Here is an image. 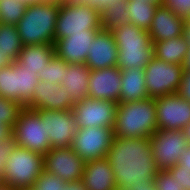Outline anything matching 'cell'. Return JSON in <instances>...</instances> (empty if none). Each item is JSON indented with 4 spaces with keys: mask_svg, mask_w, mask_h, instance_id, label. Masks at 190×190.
Masks as SVG:
<instances>
[{
    "mask_svg": "<svg viewBox=\"0 0 190 190\" xmlns=\"http://www.w3.org/2000/svg\"><path fill=\"white\" fill-rule=\"evenodd\" d=\"M114 129L107 127H87L76 131L71 148L85 162L107 157L113 143Z\"/></svg>",
    "mask_w": 190,
    "mask_h": 190,
    "instance_id": "cell-11",
    "label": "cell"
},
{
    "mask_svg": "<svg viewBox=\"0 0 190 190\" xmlns=\"http://www.w3.org/2000/svg\"><path fill=\"white\" fill-rule=\"evenodd\" d=\"M128 0H118L112 7L100 11L102 30L112 31L121 25L129 23Z\"/></svg>",
    "mask_w": 190,
    "mask_h": 190,
    "instance_id": "cell-27",
    "label": "cell"
},
{
    "mask_svg": "<svg viewBox=\"0 0 190 190\" xmlns=\"http://www.w3.org/2000/svg\"><path fill=\"white\" fill-rule=\"evenodd\" d=\"M58 12L59 0H44L27 5L25 13L15 25L23 46L54 45Z\"/></svg>",
    "mask_w": 190,
    "mask_h": 190,
    "instance_id": "cell-2",
    "label": "cell"
},
{
    "mask_svg": "<svg viewBox=\"0 0 190 190\" xmlns=\"http://www.w3.org/2000/svg\"><path fill=\"white\" fill-rule=\"evenodd\" d=\"M74 103L61 84L39 81L33 92L32 99L24 106L30 109L53 111L72 110Z\"/></svg>",
    "mask_w": 190,
    "mask_h": 190,
    "instance_id": "cell-16",
    "label": "cell"
},
{
    "mask_svg": "<svg viewBox=\"0 0 190 190\" xmlns=\"http://www.w3.org/2000/svg\"><path fill=\"white\" fill-rule=\"evenodd\" d=\"M17 146L45 155L51 149L46 125L39 114L28 107H23L12 131Z\"/></svg>",
    "mask_w": 190,
    "mask_h": 190,
    "instance_id": "cell-7",
    "label": "cell"
},
{
    "mask_svg": "<svg viewBox=\"0 0 190 190\" xmlns=\"http://www.w3.org/2000/svg\"><path fill=\"white\" fill-rule=\"evenodd\" d=\"M111 32L118 47V68L144 69L154 58L153 43L148 31L127 23L114 28Z\"/></svg>",
    "mask_w": 190,
    "mask_h": 190,
    "instance_id": "cell-4",
    "label": "cell"
},
{
    "mask_svg": "<svg viewBox=\"0 0 190 190\" xmlns=\"http://www.w3.org/2000/svg\"><path fill=\"white\" fill-rule=\"evenodd\" d=\"M0 190H17V189H14L12 186L8 184L0 182Z\"/></svg>",
    "mask_w": 190,
    "mask_h": 190,
    "instance_id": "cell-48",
    "label": "cell"
},
{
    "mask_svg": "<svg viewBox=\"0 0 190 190\" xmlns=\"http://www.w3.org/2000/svg\"><path fill=\"white\" fill-rule=\"evenodd\" d=\"M13 61L3 52L0 51V68L6 67Z\"/></svg>",
    "mask_w": 190,
    "mask_h": 190,
    "instance_id": "cell-42",
    "label": "cell"
},
{
    "mask_svg": "<svg viewBox=\"0 0 190 190\" xmlns=\"http://www.w3.org/2000/svg\"><path fill=\"white\" fill-rule=\"evenodd\" d=\"M153 183L156 190H183L168 170H159Z\"/></svg>",
    "mask_w": 190,
    "mask_h": 190,
    "instance_id": "cell-33",
    "label": "cell"
},
{
    "mask_svg": "<svg viewBox=\"0 0 190 190\" xmlns=\"http://www.w3.org/2000/svg\"><path fill=\"white\" fill-rule=\"evenodd\" d=\"M85 30H102L100 11L73 0L59 1L55 41Z\"/></svg>",
    "mask_w": 190,
    "mask_h": 190,
    "instance_id": "cell-6",
    "label": "cell"
},
{
    "mask_svg": "<svg viewBox=\"0 0 190 190\" xmlns=\"http://www.w3.org/2000/svg\"><path fill=\"white\" fill-rule=\"evenodd\" d=\"M118 47L111 31H99L88 50L85 64L91 69H103L117 66Z\"/></svg>",
    "mask_w": 190,
    "mask_h": 190,
    "instance_id": "cell-19",
    "label": "cell"
},
{
    "mask_svg": "<svg viewBox=\"0 0 190 190\" xmlns=\"http://www.w3.org/2000/svg\"><path fill=\"white\" fill-rule=\"evenodd\" d=\"M117 102L87 97L74 104L72 112L78 129L87 127L114 128Z\"/></svg>",
    "mask_w": 190,
    "mask_h": 190,
    "instance_id": "cell-12",
    "label": "cell"
},
{
    "mask_svg": "<svg viewBox=\"0 0 190 190\" xmlns=\"http://www.w3.org/2000/svg\"><path fill=\"white\" fill-rule=\"evenodd\" d=\"M106 158L113 169L118 190L149 186L159 171L148 137H115Z\"/></svg>",
    "mask_w": 190,
    "mask_h": 190,
    "instance_id": "cell-1",
    "label": "cell"
},
{
    "mask_svg": "<svg viewBox=\"0 0 190 190\" xmlns=\"http://www.w3.org/2000/svg\"><path fill=\"white\" fill-rule=\"evenodd\" d=\"M128 190H156V188H155V185H154V183H152L151 185H149V186H142V185H138V186H136L135 188H133V189H128Z\"/></svg>",
    "mask_w": 190,
    "mask_h": 190,
    "instance_id": "cell-45",
    "label": "cell"
},
{
    "mask_svg": "<svg viewBox=\"0 0 190 190\" xmlns=\"http://www.w3.org/2000/svg\"><path fill=\"white\" fill-rule=\"evenodd\" d=\"M82 181L86 190H118L107 158L86 161Z\"/></svg>",
    "mask_w": 190,
    "mask_h": 190,
    "instance_id": "cell-21",
    "label": "cell"
},
{
    "mask_svg": "<svg viewBox=\"0 0 190 190\" xmlns=\"http://www.w3.org/2000/svg\"><path fill=\"white\" fill-rule=\"evenodd\" d=\"M168 171L172 174L174 179L178 182L183 190H190V171L184 170L183 165L179 163L174 167L168 169Z\"/></svg>",
    "mask_w": 190,
    "mask_h": 190,
    "instance_id": "cell-35",
    "label": "cell"
},
{
    "mask_svg": "<svg viewBox=\"0 0 190 190\" xmlns=\"http://www.w3.org/2000/svg\"><path fill=\"white\" fill-rule=\"evenodd\" d=\"M121 93L119 103L134 102L148 98L144 69H121Z\"/></svg>",
    "mask_w": 190,
    "mask_h": 190,
    "instance_id": "cell-23",
    "label": "cell"
},
{
    "mask_svg": "<svg viewBox=\"0 0 190 190\" xmlns=\"http://www.w3.org/2000/svg\"><path fill=\"white\" fill-rule=\"evenodd\" d=\"M19 1L23 2L26 5H30V4L37 3L44 0H19Z\"/></svg>",
    "mask_w": 190,
    "mask_h": 190,
    "instance_id": "cell-49",
    "label": "cell"
},
{
    "mask_svg": "<svg viewBox=\"0 0 190 190\" xmlns=\"http://www.w3.org/2000/svg\"><path fill=\"white\" fill-rule=\"evenodd\" d=\"M44 170V155L17 146L8 156L0 182L17 190L32 188Z\"/></svg>",
    "mask_w": 190,
    "mask_h": 190,
    "instance_id": "cell-5",
    "label": "cell"
},
{
    "mask_svg": "<svg viewBox=\"0 0 190 190\" xmlns=\"http://www.w3.org/2000/svg\"><path fill=\"white\" fill-rule=\"evenodd\" d=\"M27 5L19 0H0V21L1 23L16 25L23 14Z\"/></svg>",
    "mask_w": 190,
    "mask_h": 190,
    "instance_id": "cell-29",
    "label": "cell"
},
{
    "mask_svg": "<svg viewBox=\"0 0 190 190\" xmlns=\"http://www.w3.org/2000/svg\"><path fill=\"white\" fill-rule=\"evenodd\" d=\"M154 98L118 103L116 108L114 136L138 138L152 136L157 131V114Z\"/></svg>",
    "mask_w": 190,
    "mask_h": 190,
    "instance_id": "cell-3",
    "label": "cell"
},
{
    "mask_svg": "<svg viewBox=\"0 0 190 190\" xmlns=\"http://www.w3.org/2000/svg\"><path fill=\"white\" fill-rule=\"evenodd\" d=\"M22 48L23 44L16 26L0 23V51L15 62Z\"/></svg>",
    "mask_w": 190,
    "mask_h": 190,
    "instance_id": "cell-28",
    "label": "cell"
},
{
    "mask_svg": "<svg viewBox=\"0 0 190 190\" xmlns=\"http://www.w3.org/2000/svg\"><path fill=\"white\" fill-rule=\"evenodd\" d=\"M44 169L65 182L82 180L85 161L71 148H51L44 155Z\"/></svg>",
    "mask_w": 190,
    "mask_h": 190,
    "instance_id": "cell-15",
    "label": "cell"
},
{
    "mask_svg": "<svg viewBox=\"0 0 190 190\" xmlns=\"http://www.w3.org/2000/svg\"><path fill=\"white\" fill-rule=\"evenodd\" d=\"M22 108L20 103L0 97V123L13 129Z\"/></svg>",
    "mask_w": 190,
    "mask_h": 190,
    "instance_id": "cell-31",
    "label": "cell"
},
{
    "mask_svg": "<svg viewBox=\"0 0 190 190\" xmlns=\"http://www.w3.org/2000/svg\"><path fill=\"white\" fill-rule=\"evenodd\" d=\"M152 43L154 57L170 64L182 65L189 50V44L184 35Z\"/></svg>",
    "mask_w": 190,
    "mask_h": 190,
    "instance_id": "cell-25",
    "label": "cell"
},
{
    "mask_svg": "<svg viewBox=\"0 0 190 190\" xmlns=\"http://www.w3.org/2000/svg\"><path fill=\"white\" fill-rule=\"evenodd\" d=\"M185 19L171 9L160 6L156 9L153 21L148 30L152 42L170 40L184 35Z\"/></svg>",
    "mask_w": 190,
    "mask_h": 190,
    "instance_id": "cell-20",
    "label": "cell"
},
{
    "mask_svg": "<svg viewBox=\"0 0 190 190\" xmlns=\"http://www.w3.org/2000/svg\"><path fill=\"white\" fill-rule=\"evenodd\" d=\"M150 145L157 168L168 170L178 164L188 142L182 130H157L150 136Z\"/></svg>",
    "mask_w": 190,
    "mask_h": 190,
    "instance_id": "cell-10",
    "label": "cell"
},
{
    "mask_svg": "<svg viewBox=\"0 0 190 190\" xmlns=\"http://www.w3.org/2000/svg\"><path fill=\"white\" fill-rule=\"evenodd\" d=\"M16 147L17 144L13 140V137L5 142L0 143V177L4 171L8 156L15 150Z\"/></svg>",
    "mask_w": 190,
    "mask_h": 190,
    "instance_id": "cell-36",
    "label": "cell"
},
{
    "mask_svg": "<svg viewBox=\"0 0 190 190\" xmlns=\"http://www.w3.org/2000/svg\"><path fill=\"white\" fill-rule=\"evenodd\" d=\"M121 69L117 66L90 71L89 97L119 103Z\"/></svg>",
    "mask_w": 190,
    "mask_h": 190,
    "instance_id": "cell-17",
    "label": "cell"
},
{
    "mask_svg": "<svg viewBox=\"0 0 190 190\" xmlns=\"http://www.w3.org/2000/svg\"><path fill=\"white\" fill-rule=\"evenodd\" d=\"M66 183L62 178L44 169L32 188L34 190H62L66 187Z\"/></svg>",
    "mask_w": 190,
    "mask_h": 190,
    "instance_id": "cell-32",
    "label": "cell"
},
{
    "mask_svg": "<svg viewBox=\"0 0 190 190\" xmlns=\"http://www.w3.org/2000/svg\"><path fill=\"white\" fill-rule=\"evenodd\" d=\"M46 125L51 148L71 147L78 125L72 110H35Z\"/></svg>",
    "mask_w": 190,
    "mask_h": 190,
    "instance_id": "cell-13",
    "label": "cell"
},
{
    "mask_svg": "<svg viewBox=\"0 0 190 190\" xmlns=\"http://www.w3.org/2000/svg\"><path fill=\"white\" fill-rule=\"evenodd\" d=\"M184 36L186 37L187 42L190 45V17L185 19Z\"/></svg>",
    "mask_w": 190,
    "mask_h": 190,
    "instance_id": "cell-43",
    "label": "cell"
},
{
    "mask_svg": "<svg viewBox=\"0 0 190 190\" xmlns=\"http://www.w3.org/2000/svg\"><path fill=\"white\" fill-rule=\"evenodd\" d=\"M163 6L171 9L179 17H190V0H163Z\"/></svg>",
    "mask_w": 190,
    "mask_h": 190,
    "instance_id": "cell-34",
    "label": "cell"
},
{
    "mask_svg": "<svg viewBox=\"0 0 190 190\" xmlns=\"http://www.w3.org/2000/svg\"><path fill=\"white\" fill-rule=\"evenodd\" d=\"M90 71L85 63L68 64L64 69L61 85L65 87L74 104L89 97Z\"/></svg>",
    "mask_w": 190,
    "mask_h": 190,
    "instance_id": "cell-22",
    "label": "cell"
},
{
    "mask_svg": "<svg viewBox=\"0 0 190 190\" xmlns=\"http://www.w3.org/2000/svg\"><path fill=\"white\" fill-rule=\"evenodd\" d=\"M182 65L153 58L144 68L146 90L150 98L178 93L183 75Z\"/></svg>",
    "mask_w": 190,
    "mask_h": 190,
    "instance_id": "cell-9",
    "label": "cell"
},
{
    "mask_svg": "<svg viewBox=\"0 0 190 190\" xmlns=\"http://www.w3.org/2000/svg\"><path fill=\"white\" fill-rule=\"evenodd\" d=\"M127 8L130 14L129 23L148 31L158 6L147 3L146 1L128 0Z\"/></svg>",
    "mask_w": 190,
    "mask_h": 190,
    "instance_id": "cell-26",
    "label": "cell"
},
{
    "mask_svg": "<svg viewBox=\"0 0 190 190\" xmlns=\"http://www.w3.org/2000/svg\"><path fill=\"white\" fill-rule=\"evenodd\" d=\"M62 190H86L85 185L82 180L67 182L66 187Z\"/></svg>",
    "mask_w": 190,
    "mask_h": 190,
    "instance_id": "cell-41",
    "label": "cell"
},
{
    "mask_svg": "<svg viewBox=\"0 0 190 190\" xmlns=\"http://www.w3.org/2000/svg\"><path fill=\"white\" fill-rule=\"evenodd\" d=\"M183 70H190V45L189 50L185 55L184 62L182 64Z\"/></svg>",
    "mask_w": 190,
    "mask_h": 190,
    "instance_id": "cell-44",
    "label": "cell"
},
{
    "mask_svg": "<svg viewBox=\"0 0 190 190\" xmlns=\"http://www.w3.org/2000/svg\"><path fill=\"white\" fill-rule=\"evenodd\" d=\"M157 130H182L190 122V102L178 93L155 99Z\"/></svg>",
    "mask_w": 190,
    "mask_h": 190,
    "instance_id": "cell-14",
    "label": "cell"
},
{
    "mask_svg": "<svg viewBox=\"0 0 190 190\" xmlns=\"http://www.w3.org/2000/svg\"><path fill=\"white\" fill-rule=\"evenodd\" d=\"M39 81L36 73L12 62L0 68V97L16 101L24 107L32 99Z\"/></svg>",
    "mask_w": 190,
    "mask_h": 190,
    "instance_id": "cell-8",
    "label": "cell"
},
{
    "mask_svg": "<svg viewBox=\"0 0 190 190\" xmlns=\"http://www.w3.org/2000/svg\"><path fill=\"white\" fill-rule=\"evenodd\" d=\"M77 3H82L87 6H91L98 11H101L105 7H112L114 3H117L118 0H73Z\"/></svg>",
    "mask_w": 190,
    "mask_h": 190,
    "instance_id": "cell-38",
    "label": "cell"
},
{
    "mask_svg": "<svg viewBox=\"0 0 190 190\" xmlns=\"http://www.w3.org/2000/svg\"><path fill=\"white\" fill-rule=\"evenodd\" d=\"M180 165H183L184 170L190 171V145L181 153L180 159L178 162Z\"/></svg>",
    "mask_w": 190,
    "mask_h": 190,
    "instance_id": "cell-39",
    "label": "cell"
},
{
    "mask_svg": "<svg viewBox=\"0 0 190 190\" xmlns=\"http://www.w3.org/2000/svg\"><path fill=\"white\" fill-rule=\"evenodd\" d=\"M178 94L190 102V70H184Z\"/></svg>",
    "mask_w": 190,
    "mask_h": 190,
    "instance_id": "cell-37",
    "label": "cell"
},
{
    "mask_svg": "<svg viewBox=\"0 0 190 190\" xmlns=\"http://www.w3.org/2000/svg\"><path fill=\"white\" fill-rule=\"evenodd\" d=\"M137 1H146L147 3L154 4L158 7L163 6V0H137Z\"/></svg>",
    "mask_w": 190,
    "mask_h": 190,
    "instance_id": "cell-47",
    "label": "cell"
},
{
    "mask_svg": "<svg viewBox=\"0 0 190 190\" xmlns=\"http://www.w3.org/2000/svg\"><path fill=\"white\" fill-rule=\"evenodd\" d=\"M54 56L55 52L52 44L28 45L23 46L15 62L18 65H24L26 70L38 75Z\"/></svg>",
    "mask_w": 190,
    "mask_h": 190,
    "instance_id": "cell-24",
    "label": "cell"
},
{
    "mask_svg": "<svg viewBox=\"0 0 190 190\" xmlns=\"http://www.w3.org/2000/svg\"><path fill=\"white\" fill-rule=\"evenodd\" d=\"M68 63L54 56L45 66L42 72L38 73L39 80L51 84H61L64 77V69Z\"/></svg>",
    "mask_w": 190,
    "mask_h": 190,
    "instance_id": "cell-30",
    "label": "cell"
},
{
    "mask_svg": "<svg viewBox=\"0 0 190 190\" xmlns=\"http://www.w3.org/2000/svg\"><path fill=\"white\" fill-rule=\"evenodd\" d=\"M12 131L13 129L10 126L0 123V143L12 138Z\"/></svg>",
    "mask_w": 190,
    "mask_h": 190,
    "instance_id": "cell-40",
    "label": "cell"
},
{
    "mask_svg": "<svg viewBox=\"0 0 190 190\" xmlns=\"http://www.w3.org/2000/svg\"><path fill=\"white\" fill-rule=\"evenodd\" d=\"M101 30H85V33L71 34L54 42L55 56L68 64L85 63L90 44Z\"/></svg>",
    "mask_w": 190,
    "mask_h": 190,
    "instance_id": "cell-18",
    "label": "cell"
},
{
    "mask_svg": "<svg viewBox=\"0 0 190 190\" xmlns=\"http://www.w3.org/2000/svg\"><path fill=\"white\" fill-rule=\"evenodd\" d=\"M188 144L190 145V122L182 129Z\"/></svg>",
    "mask_w": 190,
    "mask_h": 190,
    "instance_id": "cell-46",
    "label": "cell"
}]
</instances>
